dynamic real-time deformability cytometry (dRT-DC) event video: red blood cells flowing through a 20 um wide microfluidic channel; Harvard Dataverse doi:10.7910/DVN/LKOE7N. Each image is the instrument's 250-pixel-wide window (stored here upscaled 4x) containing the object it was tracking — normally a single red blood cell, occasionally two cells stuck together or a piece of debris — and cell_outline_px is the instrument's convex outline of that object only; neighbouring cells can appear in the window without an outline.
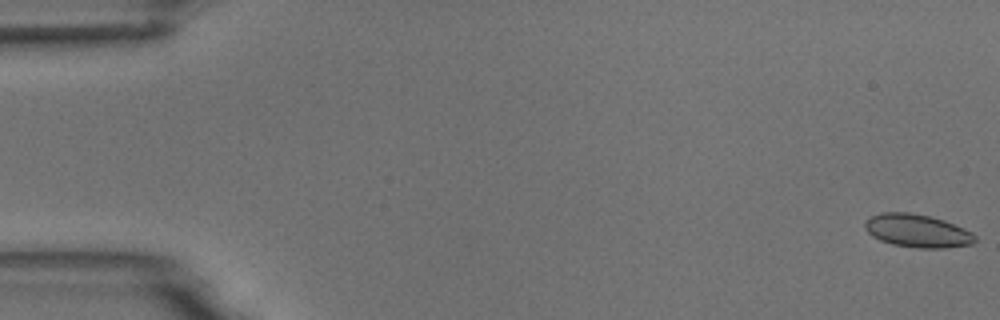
{"species": "common noctule bat (a hibernating species)", "species_latin": "Nyctalus noctula", "temperature_condition": "room temperature", "stored_images_in_passage": 55, "camera_frame_rate_fps": 3000, "um_per_image_px": 0.085, "animal": {"sex": "male", "body_mass_g": 18.8}, "frame": {"image": 1, "passage_image": 1, "time_ms": 0.0, "image_size_px": [1000, 320], "cell_outline_px": [[976, 240], [972, 244], [944, 248], [920, 248], [892, 244], [880, 240], [872, 236], [864, 228], [864, 220], [880, 212], [908, 212], [928, 216], [944, 220], [964, 228], [972, 232], [976, 236]], "centroid_in_image_um": [77.96, 19.61], "position_along_channel_um": 7.0, "area_um2": 21.27}}
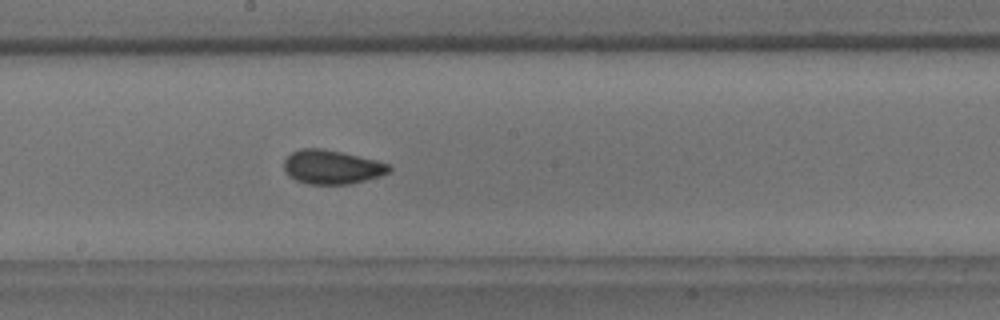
{"frame": {"image": 2, "passage_image": 30, "time_ms": 9.667, "image_size_px": [1000, 320], "cell_outline_px": [[392, 168], [388, 172], [380, 176], [348, 184], [308, 184], [296, 180], [288, 176], [284, 168], [284, 160], [292, 152], [300, 148], [324, 148], [376, 160], [388, 164]], "centroid_in_image_um": [28.18, 14.19], "position_along_channel_um": 220.0, "area_um2": 20.75}}
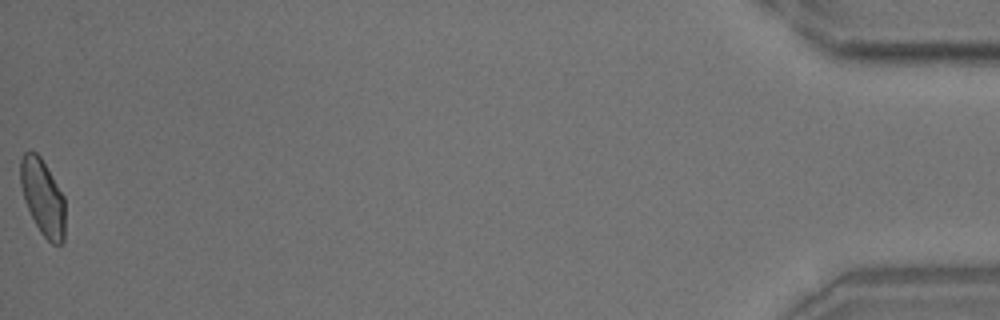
{"frame": {"image": 3, "passage_image": 55, "time_ms": 18.0, "image_size_px": [1000, 320], "cell_outline_px": [[64, 240], [60, 244], [52, 244], [40, 232], [24, 200], [20, 184], [20, 160], [24, 152], [32, 148], [40, 156], [64, 196]], "centroid_in_image_um": [3.61, 16.73], "position_along_channel_um": 431.6, "area_um2": 19.77}, "authors_computed_cell_mechanics": {"area_um2": 20.519, "velocity_mm_per_s": 3.7154, "shape_relaxation_time_tau1_ms": 6.5967, "shape_relaxation_time_tau2_ms": 1.001, "deformation_change_tau1": 0.1056, "deformation_change_tau2": 0.0359}}